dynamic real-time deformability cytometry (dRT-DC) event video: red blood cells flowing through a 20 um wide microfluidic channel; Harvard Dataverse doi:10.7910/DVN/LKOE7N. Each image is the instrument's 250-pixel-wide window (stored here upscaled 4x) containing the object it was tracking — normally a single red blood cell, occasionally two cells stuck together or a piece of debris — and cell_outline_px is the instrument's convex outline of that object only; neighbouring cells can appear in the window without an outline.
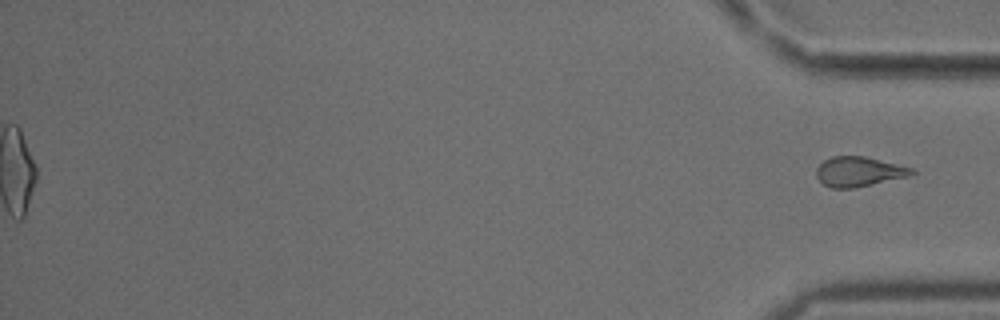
{"species": "common noctule bat (a hibernating species)", "species_latin": "Nyctalus noctula", "temperature_condition": "cold", "stored_images_in_passage": 37, "segment_of_instrument_passage": [2, 2], "camera_frame_rate_fps": 3000, "um_per_image_px": 0.085, "animal": {"sex": "male", "body_mass_g": 18.8}, "frame": {"image": 1, "passage_image": 37, "time_ms": 12.0, "image_size_px": [1000, 320], "cell_outline_px": [[916, 172], [912, 176], [852, 188], [832, 188], [824, 184], [816, 176], [816, 168], [824, 160], [832, 156], [864, 156], [916, 168]], "centroid_in_image_um": [73.06, 14.58], "position_along_channel_um": 362.1, "area_um2": 16.7}}